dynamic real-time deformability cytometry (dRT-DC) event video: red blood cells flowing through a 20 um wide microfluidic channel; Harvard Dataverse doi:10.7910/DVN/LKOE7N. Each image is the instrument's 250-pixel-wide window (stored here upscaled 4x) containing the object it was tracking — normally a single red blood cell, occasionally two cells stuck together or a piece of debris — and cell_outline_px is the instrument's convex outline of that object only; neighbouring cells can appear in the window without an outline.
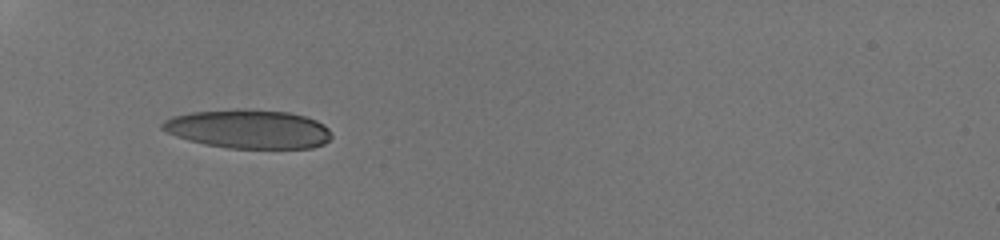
{"species": "human", "species_latin": "Homo sapiens", "temperature_condition": "room temperature", "stored_images_in_passage": 30, "camera_frame_rate_fps": 3000, "um_per_image_px": 0.085, "donor": {"sex": "male"}, "frame": {"image": 1, "passage_image": 1, "time_ms": 0.0, "image_size_px": [1000, 240], "cell_outline_px": [[332, 136], [324, 144], [312, 148], [228, 148], [204, 144], [188, 140], [176, 136], [160, 128], [160, 124], [164, 120], [172, 116], [192, 112], [236, 108], [288, 112], [304, 116], [316, 120], [324, 124], [328, 128]], "centroid_in_image_um": [21.11, 10.96], "position_along_channel_um": 63.9, "area_um2": 38.49}}
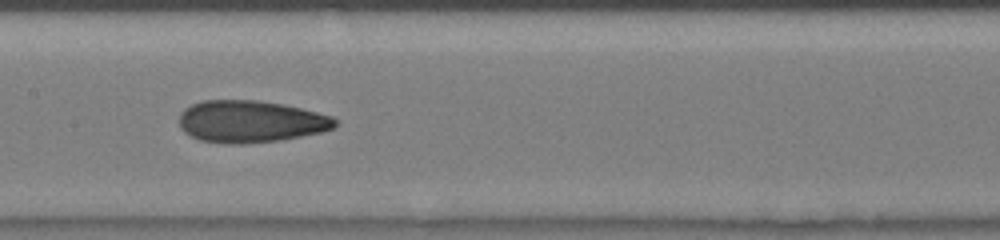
{"frame": {"image": 2, "passage_image": 20, "time_ms": 3.333, "image_size_px": [1000, 240], "cell_outline_px": [[336, 124], [332, 128], [320, 132], [280, 140], [244, 144], [228, 144], [200, 140], [184, 132], [180, 128], [180, 112], [184, 108], [192, 104], [204, 100], [256, 100], [280, 104], [300, 108], [332, 116], [336, 120]], "centroid_in_image_um": [21.26, 10.33], "position_along_channel_um": 186.1, "area_um2": 37.97}}
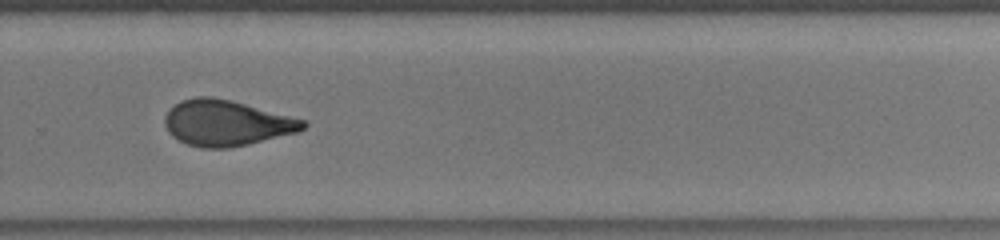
{"frame": {"image": 3, "passage_image": 28, "time_ms": 6.333, "image_size_px": [1000, 240], "cell_outline_px": [[308, 124], [304, 128], [296, 132], [248, 144], [228, 148], [200, 148], [188, 144], [172, 136], [168, 132], [164, 124], [164, 116], [168, 108], [180, 100], [196, 96], [212, 96], [232, 100], [304, 120]], "centroid_in_image_um": [19.18, 10.44], "position_along_channel_um": 310.6, "area_um2": 36.88}}